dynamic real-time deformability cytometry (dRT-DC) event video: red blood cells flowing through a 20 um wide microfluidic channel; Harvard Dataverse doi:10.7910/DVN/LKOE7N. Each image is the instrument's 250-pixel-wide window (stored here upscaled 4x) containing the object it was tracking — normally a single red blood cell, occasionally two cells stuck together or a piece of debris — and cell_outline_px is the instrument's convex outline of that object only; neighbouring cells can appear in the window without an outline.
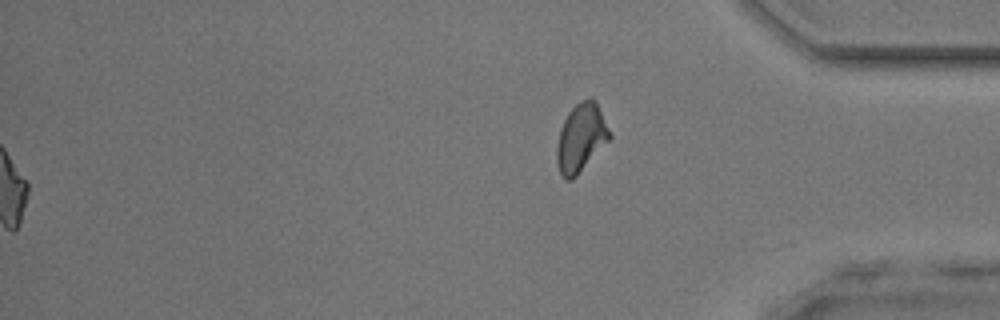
{"species": "common noctule bat (a hibernating species)", "species_latin": "Nyctalus noctula", "temperature_condition": "room temperature", "stored_images_in_passage": 45, "segment_of_instrument_passage": [2, 2], "camera_frame_rate_fps": 3000, "um_per_image_px": 0.085, "animal": {"sex": "male", "body_mass_g": 17.9, "forearm_length_mm": 54.2}, "frame": {"image": 1, "passage_image": 45, "time_ms": 14.667, "image_size_px": [1000, 320], "cell_outline_px": [[612, 136], [576, 176], [572, 180], [564, 180], [560, 172], [556, 160], [556, 148], [560, 128], [568, 112], [580, 100], [588, 96], [592, 96], [596, 100]], "centroid_in_image_um": [49.37, 11.67], "position_along_channel_um": 385.8, "area_um2": 20.98}}